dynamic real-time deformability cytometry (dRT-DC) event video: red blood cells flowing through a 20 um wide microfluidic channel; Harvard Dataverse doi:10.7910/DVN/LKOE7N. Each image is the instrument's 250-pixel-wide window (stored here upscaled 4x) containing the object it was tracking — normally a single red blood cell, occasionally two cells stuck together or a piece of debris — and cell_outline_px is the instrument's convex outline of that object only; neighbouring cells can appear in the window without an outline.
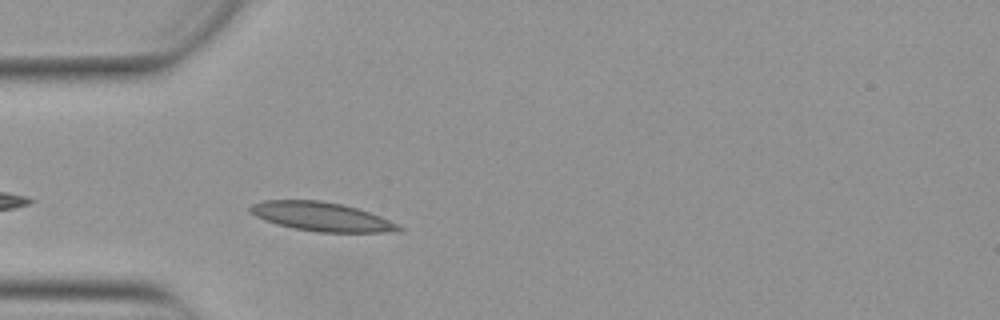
{"species": "Egyptian fruit bat (a non-hibernating species)", "species_latin": "Rousettus aegyptiacus", "temperature_condition": "warm", "stored_images_in_passage": 6, "camera_frame_rate_fps": 3000, "um_per_image_px": 0.085, "animal": {"sex": "female"}, "frame": {"image": 1, "passage_image": 3, "time_ms": 0.667, "image_size_px": [1000, 320], "cell_outline_px": [[404, 228], [400, 232], [320, 232], [292, 228], [264, 220], [248, 212], [248, 208], [252, 204], [264, 200], [320, 200], [344, 204], [380, 216], [400, 224]], "centroid_in_image_um": [27.35, 18.41], "position_along_channel_um": 57.7, "area_um2": 25.2}}